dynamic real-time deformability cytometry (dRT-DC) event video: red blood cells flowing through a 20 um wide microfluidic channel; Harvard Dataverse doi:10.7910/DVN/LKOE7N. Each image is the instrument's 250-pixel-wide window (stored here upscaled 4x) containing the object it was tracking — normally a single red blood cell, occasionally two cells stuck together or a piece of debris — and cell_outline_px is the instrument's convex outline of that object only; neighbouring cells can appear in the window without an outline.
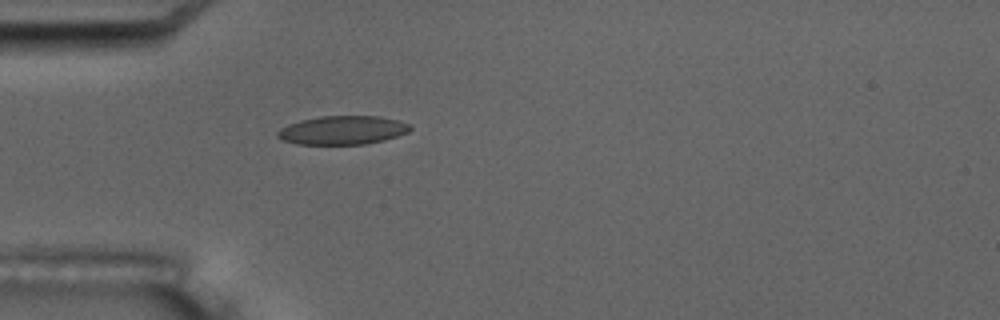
{"species": "common noctule bat (a hibernating species)", "species_latin": "Nyctalus noctula", "temperature_condition": "room temperature", "stored_images_in_passage": 2, "camera_frame_rate_fps": 3000, "um_per_image_px": 0.085, "animal": {"sex": "male", "body_mass_g": 17.5, "forearm_length_mm": 52.3}, "frame": {"image": 1, "passage_image": 2, "time_ms": 1.0, "image_size_px": [1000, 320], "cell_outline_px": [[412, 128], [408, 132], [384, 140], [364, 144], [296, 144], [280, 140], [276, 136], [276, 132], [280, 128], [288, 124], [300, 120], [320, 116], [380, 116], [400, 120], [412, 124]], "centroid_in_image_um": [29.11, 11.06], "position_along_channel_um": 55.9, "area_um2": 22.43}}